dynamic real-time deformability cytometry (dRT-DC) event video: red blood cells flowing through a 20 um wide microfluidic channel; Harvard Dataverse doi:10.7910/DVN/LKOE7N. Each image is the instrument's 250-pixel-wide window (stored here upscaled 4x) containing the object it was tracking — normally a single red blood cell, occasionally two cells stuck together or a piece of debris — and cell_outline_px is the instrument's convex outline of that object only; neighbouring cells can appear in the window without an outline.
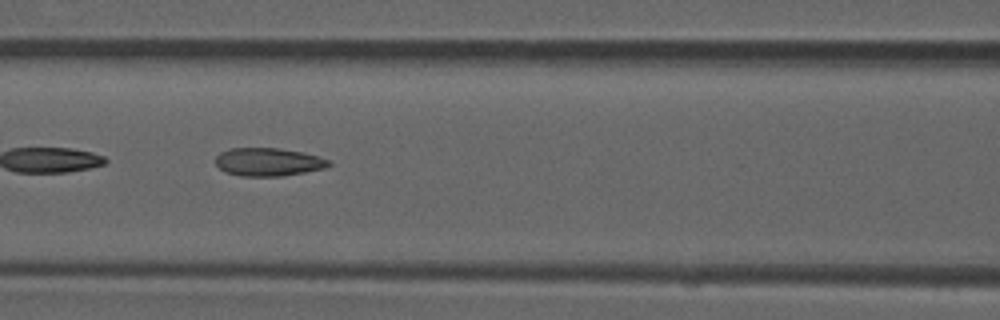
{"species": "common noctule bat (a hibernating species)", "species_latin": "Nyctalus noctula", "temperature_condition": "room temperature", "stored_images_in_passage": 9, "camera_frame_rate_fps": 3000, "um_per_image_px": 0.085, "animal": {"sex": "male", "forearm_length_mm": 52.5}, "frame": {"image": 1, "passage_image": 6, "time_ms": 1.667, "image_size_px": [1000, 320], "cell_outline_px": [[332, 164], [324, 168], [284, 176], [240, 176], [224, 172], [216, 164], [216, 156], [220, 152], [228, 148], [280, 148], [304, 152], [320, 156], [332, 160]], "centroid_in_image_um": [22.83, 13.76], "position_along_channel_um": 143.8, "area_um2": 18.84}}
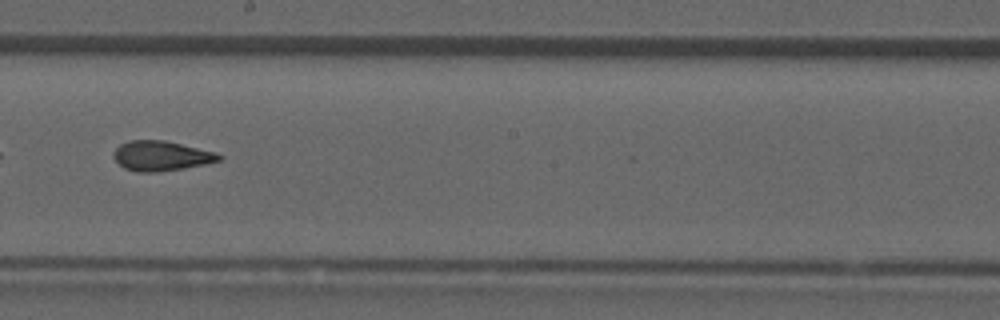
{"frame": {"image": 2, "passage_image": 8, "time_ms": 2.333, "image_size_px": [1000, 320], "cell_outline_px": [[224, 156], [220, 160], [204, 164], [184, 168], [156, 172], [136, 172], [124, 168], [112, 156], [112, 152], [120, 144], [128, 140], [164, 140], [216, 152]], "centroid_in_image_um": [13.68, 13.24], "position_along_channel_um": 234.5, "area_um2": 18.38}}
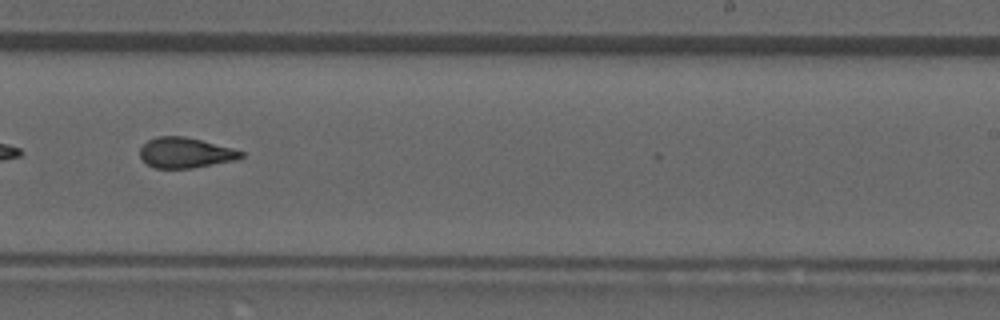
{"frame": {"image": 3, "passage_image": 9, "time_ms": 2.667, "image_size_px": [1000, 320], "cell_outline_px": [[244, 156], [240, 160], [192, 168], [156, 168], [148, 164], [140, 156], [140, 148], [148, 140], [156, 136], [184, 136], [232, 148], [244, 152]], "centroid_in_image_um": [15.8, 12.99], "position_along_channel_um": 273.2, "area_um2": 17.92}}